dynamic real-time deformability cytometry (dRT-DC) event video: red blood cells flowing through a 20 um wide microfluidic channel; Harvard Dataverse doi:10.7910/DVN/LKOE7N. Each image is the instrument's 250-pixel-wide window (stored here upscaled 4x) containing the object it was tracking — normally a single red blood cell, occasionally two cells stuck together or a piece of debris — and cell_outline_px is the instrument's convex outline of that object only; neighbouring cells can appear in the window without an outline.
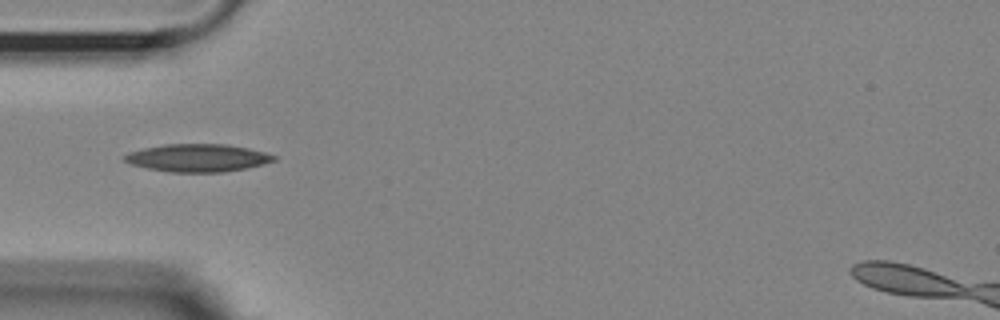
{"species": "Egyptian fruit bat (a non-hibernating species)", "species_latin": "Rousettus aegyptiacus", "temperature_condition": "room temperature", "stored_images_in_passage": 39, "camera_frame_rate_fps": 3000, "um_per_image_px": 0.085, "animal": {"sex": "female"}, "frame": {"image": 1, "passage_image": 1, "time_ms": 0.0, "image_size_px": [1000, 320], "cell_outline_px": [[276, 160], [244, 168], [224, 172], [168, 172], [148, 168], [132, 164], [124, 160], [124, 156], [128, 152], [144, 148], [164, 144], [224, 144], [248, 148], [264, 152], [276, 156]], "centroid_in_image_um": [16.77, 13.41], "position_along_channel_um": 68.2, "area_um2": 23.87}}
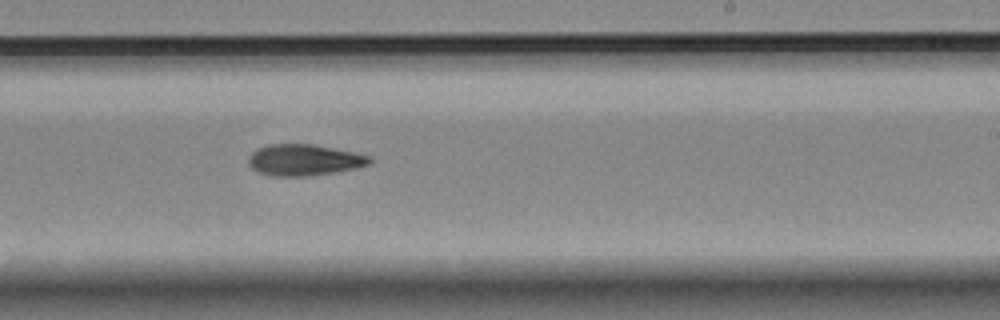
{"frame": {"image": 2, "passage_image": 17, "time_ms": 5.333, "image_size_px": [1000, 320], "cell_outline_px": [[372, 164], [356, 168], [336, 172], [308, 176], [272, 176], [260, 172], [252, 168], [248, 164], [248, 156], [256, 148], [268, 144], [312, 144], [372, 156]], "centroid_in_image_um": [25.85, 13.6], "position_along_channel_um": 263.2, "area_um2": 22.2}}
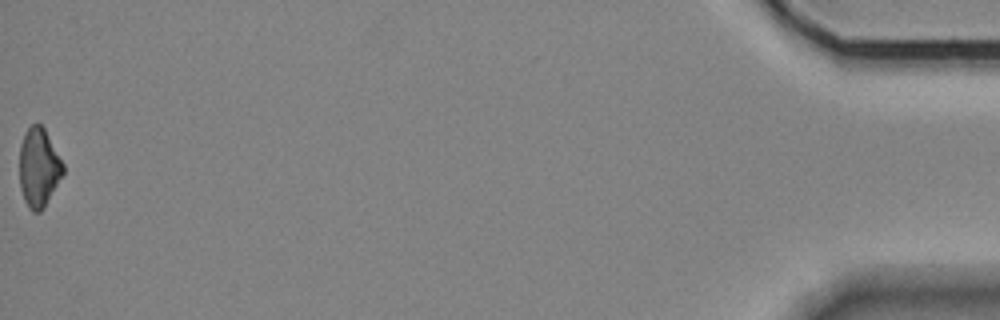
{"frame": {"image": 3, "passage_image": 39, "time_ms": 12.667, "image_size_px": [1000, 320], "cell_outline_px": [[64, 172], [44, 208], [40, 212], [32, 212], [28, 208], [24, 200], [20, 188], [20, 144], [24, 132], [32, 124], [40, 124], [44, 128], [64, 164]], "centroid_in_image_um": [3.29, 14.26], "position_along_channel_um": 431.9, "area_um2": 20.06}, "authors_computed_cell_mechanics": {"area_um2": 21.6172, "velocity_mm_per_s": 3.6397, "shape_relaxation_time_tau1_ms": 6.6871, "shape_relaxation_time_tau2_ms": null, "deformation_change_tau1": 0.1302, "deformation_change_tau2": null}}